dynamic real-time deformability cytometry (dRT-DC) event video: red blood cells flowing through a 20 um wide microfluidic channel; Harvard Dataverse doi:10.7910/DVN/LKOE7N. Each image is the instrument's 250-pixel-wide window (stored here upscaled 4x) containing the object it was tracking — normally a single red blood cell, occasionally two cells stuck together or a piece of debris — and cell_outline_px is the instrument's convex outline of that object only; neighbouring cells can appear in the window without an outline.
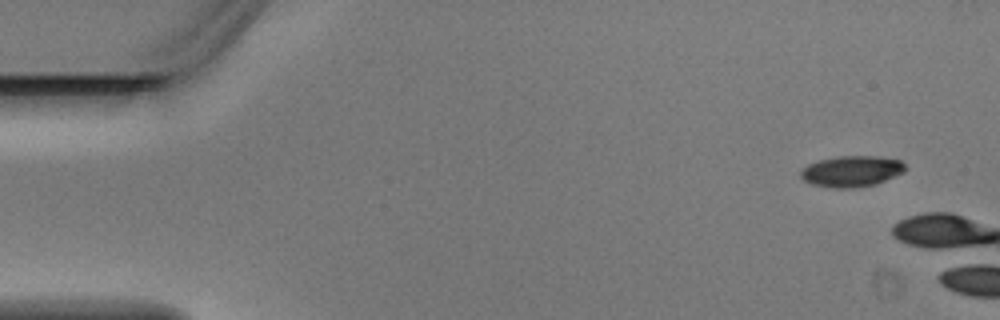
{"species": "Egyptian fruit bat (a non-hibernating species)", "species_latin": "Rousettus aegyptiacus", "temperature_condition": "warm", "stored_images_in_passage": 2, "camera_frame_rate_fps": 3000, "um_per_image_px": 0.085, "animal": {"sex": "male"}, "frame": {"image": 1, "passage_image": 1, "time_ms": 0.0, "image_size_px": [1000, 320], "cell_outline_px": [[904, 172], [876, 184], [852, 188], [832, 188], [812, 184], [804, 180], [800, 176], [800, 172], [808, 164], [820, 160], [840, 156], [876, 156], [900, 160], [904, 164]], "centroid_in_image_um": [72.37, 14.56], "position_along_channel_um": 12.6, "area_um2": 18.73}}